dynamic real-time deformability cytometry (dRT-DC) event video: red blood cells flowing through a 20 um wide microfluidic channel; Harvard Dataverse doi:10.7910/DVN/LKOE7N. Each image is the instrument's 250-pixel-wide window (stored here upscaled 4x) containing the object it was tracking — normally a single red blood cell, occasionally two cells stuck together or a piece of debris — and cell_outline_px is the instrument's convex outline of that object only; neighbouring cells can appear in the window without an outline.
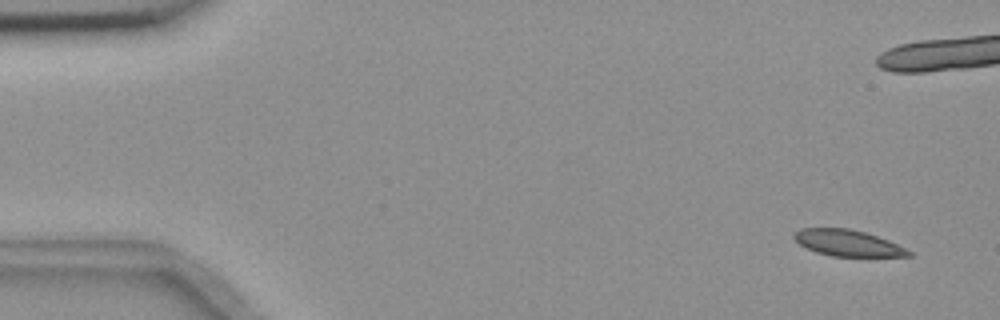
{"species": "common noctule bat (a hibernating species)", "species_latin": "Nyctalus noctula", "temperature_condition": "room temperature", "stored_images_in_passage": 8, "camera_frame_rate_fps": 3000, "um_per_image_px": 0.085, "animal": {"sex": "female", "body_mass_g": 18.4}, "frame": {"image": 1, "passage_image": 1, "time_ms": 0.0, "image_size_px": [1000, 320], "cell_outline_px": [[912, 256], [832, 256], [816, 252], [800, 244], [792, 236], [800, 228], [848, 228], [864, 232], [888, 240], [912, 252]], "centroid_in_image_um": [72.04, 20.65], "position_along_channel_um": 13.0, "area_um2": 17.22}}